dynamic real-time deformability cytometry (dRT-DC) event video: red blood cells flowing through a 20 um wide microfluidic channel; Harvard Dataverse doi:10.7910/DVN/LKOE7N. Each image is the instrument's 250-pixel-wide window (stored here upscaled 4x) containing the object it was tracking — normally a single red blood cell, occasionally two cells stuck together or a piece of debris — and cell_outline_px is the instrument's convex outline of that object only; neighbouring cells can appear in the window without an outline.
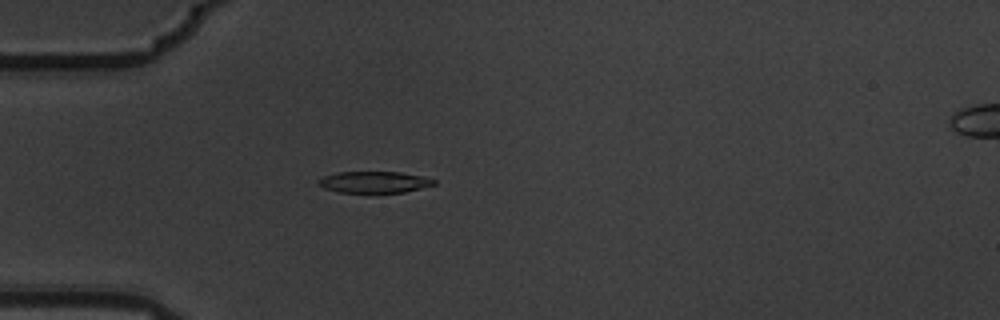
{"species": "common noctule bat (a hibernating species)", "species_latin": "Nyctalus noctula", "temperature_condition": "warm", "stored_images_in_passage": 1, "camera_frame_rate_fps": 3000, "um_per_image_px": 0.085, "animal": {"sex": "male", "body_mass_g": 19.5, "forearm_length_mm": 54.6}, "frame": {"image": 1, "passage_image": 1, "time_ms": 0.0, "image_size_px": [1000, 320], "cell_outline_px": [[436, 184], [404, 192], [340, 192], [324, 188], [316, 184], [316, 180], [324, 176], [336, 172], [400, 172], [420, 176], [436, 180]], "centroid_in_image_um": [31.75, 15.47], "position_along_channel_um": 53.2, "area_um2": 14.33}}